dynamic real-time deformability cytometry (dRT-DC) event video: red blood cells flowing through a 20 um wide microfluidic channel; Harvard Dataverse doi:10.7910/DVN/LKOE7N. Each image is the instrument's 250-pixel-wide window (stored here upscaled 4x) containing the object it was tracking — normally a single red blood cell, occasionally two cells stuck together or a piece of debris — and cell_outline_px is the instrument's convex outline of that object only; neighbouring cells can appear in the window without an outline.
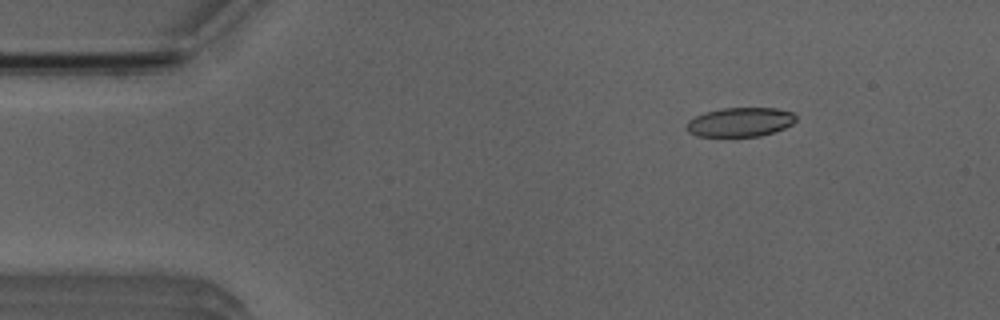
{"species": "Egyptian fruit bat (a non-hibernating species)", "species_latin": "Rousettus aegyptiacus", "temperature_condition": "room temperature", "stored_images_in_passage": 5, "camera_frame_rate_fps": 3000, "um_per_image_px": 0.085, "animal": {"sex": "male"}, "frame": {"image": 1, "passage_image": 2, "time_ms": 2.0, "image_size_px": [1000, 320], "cell_outline_px": [[796, 120], [792, 124], [784, 128], [760, 136], [696, 136], [688, 132], [688, 120], [704, 112], [720, 108], [776, 108], [792, 112], [796, 116]], "centroid_in_image_um": [62.92, 10.37], "position_along_channel_um": 22.1, "area_um2": 18.5}}